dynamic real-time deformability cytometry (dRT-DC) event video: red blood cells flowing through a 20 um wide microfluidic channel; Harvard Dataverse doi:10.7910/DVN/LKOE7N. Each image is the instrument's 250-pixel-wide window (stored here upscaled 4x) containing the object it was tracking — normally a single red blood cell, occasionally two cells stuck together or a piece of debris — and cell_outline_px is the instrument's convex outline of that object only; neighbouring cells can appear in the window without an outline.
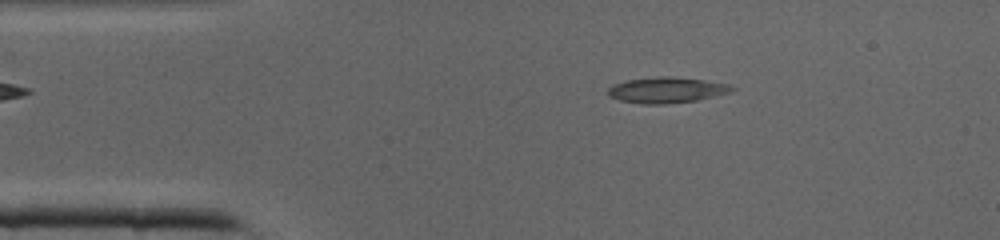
{"species": "common noctule bat (a hibernating species)", "species_latin": "Nyctalus noctula", "temperature_condition": "cold", "stored_images_in_passage": 39, "camera_frame_rate_fps": 3000, "um_per_image_px": 0.085, "animal": {"sex": "male", "body_mass_g": 19.0, "forearm_length_mm": 50.8}, "frame": {"image": 1, "passage_image": 6, "time_ms": 1.667, "image_size_px": [1000, 240], "cell_outline_px": [[736, 88], [728, 92], [696, 100], [664, 104], [644, 104], [620, 100], [608, 96], [608, 88], [616, 84], [628, 80], [660, 76], [672, 76], [704, 80], [728, 84]], "centroid_in_image_um": [56.64, 7.65], "position_along_channel_um": 28.4, "area_um2": 18.26}}
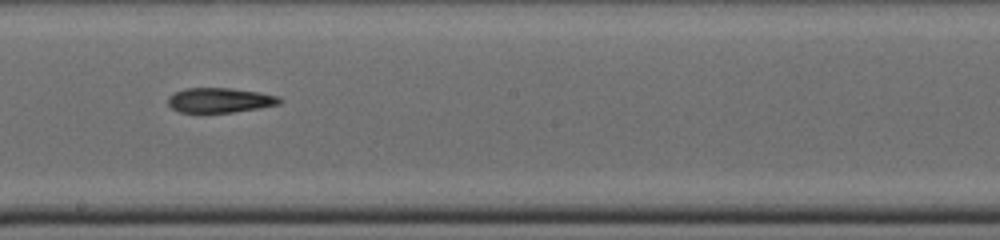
{"frame": {"image": 2, "passage_image": 21, "time_ms": 6.667, "image_size_px": [1000, 240], "cell_outline_px": [[284, 100], [280, 104], [260, 108], [232, 112], [180, 112], [172, 108], [168, 104], [168, 96], [184, 88], [228, 88], [256, 92], [280, 96]], "centroid_in_image_um": [18.71, 8.52], "position_along_channel_um": 229.5, "area_um2": 16.07}}
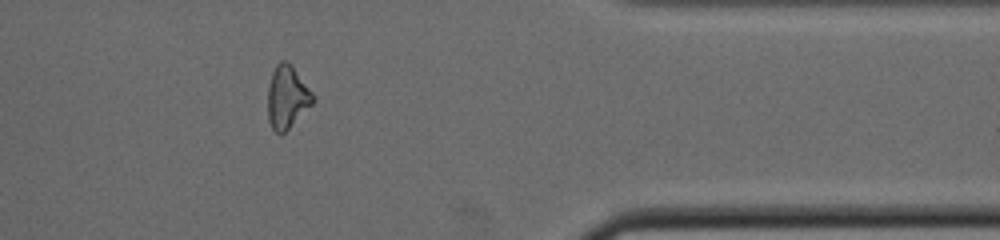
{"frame": {"image": 3, "passage_image": 32, "time_ms": 10.333, "image_size_px": [1000, 240], "cell_outline_px": [[316, 100], [280, 136], [272, 128], [268, 120], [268, 88], [272, 72], [276, 64], [280, 60], [284, 60], [292, 64], [312, 92]], "centroid_in_image_um": [24.4, 8.23], "position_along_channel_um": 387.0, "area_um2": 16.47}}